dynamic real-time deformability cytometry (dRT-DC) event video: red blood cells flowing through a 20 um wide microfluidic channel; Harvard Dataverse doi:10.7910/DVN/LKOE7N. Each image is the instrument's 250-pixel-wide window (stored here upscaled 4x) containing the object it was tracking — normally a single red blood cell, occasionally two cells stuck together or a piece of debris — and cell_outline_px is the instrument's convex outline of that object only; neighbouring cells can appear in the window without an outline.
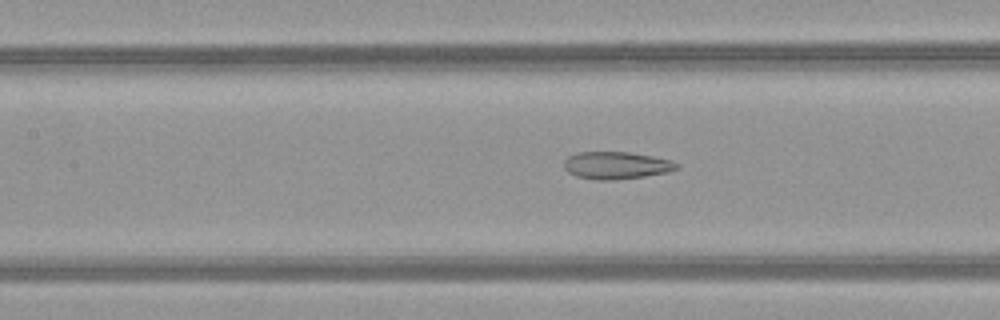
{"species": "common noctule bat (a hibernating species)", "species_latin": "Nyctalus noctula", "temperature_condition": "warm", "stored_images_in_passage": 52, "camera_frame_rate_fps": 3000, "um_per_image_px": 0.085, "animal": {"sex": "female", "body_mass_g": 21.9}, "frame": {"image": 1, "passage_image": 24, "time_ms": 7.667, "image_size_px": [1000, 320], "cell_outline_px": [[680, 168], [668, 172], [644, 176], [612, 180], [596, 180], [576, 176], [568, 172], [564, 168], [564, 160], [568, 156], [576, 152], [628, 152], [652, 156], [672, 160], [680, 164]], "centroid_in_image_um": [52.39, 14.05], "position_along_channel_um": 155.0, "area_um2": 18.09}}
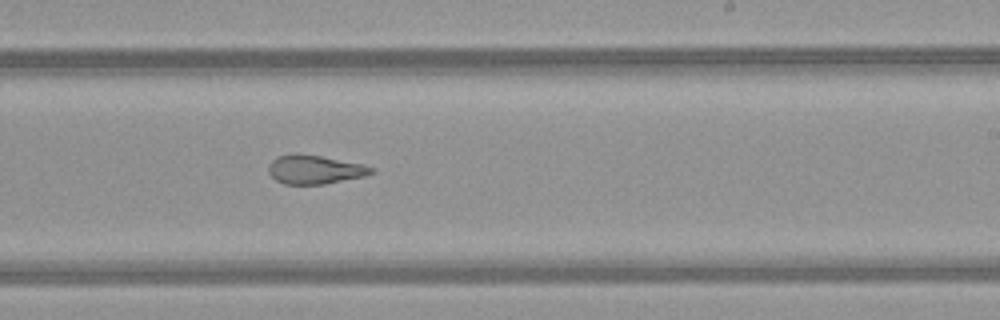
{"frame": {"image": 2, "passage_image": 32, "time_ms": 10.333, "image_size_px": [1000, 320], "cell_outline_px": [[376, 172], [364, 176], [324, 184], [284, 184], [276, 180], [268, 172], [268, 168], [272, 160], [276, 156], [320, 156], [364, 164], [376, 168]], "centroid_in_image_um": [26.82, 14.44], "position_along_channel_um": 262.2, "area_um2": 16.82}}
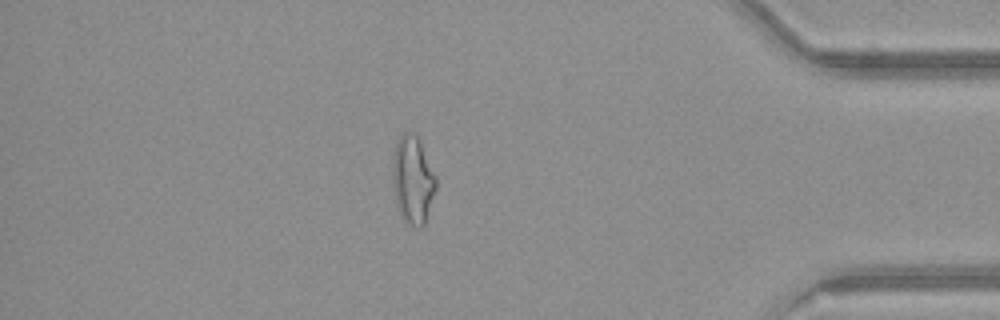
{"frame": {"image": 3, "passage_image": 45, "time_ms": 14.667, "image_size_px": [1000, 320], "cell_outline_px": [[436, 188], [424, 224], [420, 228], [416, 228], [408, 224], [404, 220], [396, 204], [392, 180], [392, 156], [396, 140], [404, 132], [412, 132], [420, 140], [436, 176]], "centroid_in_image_um": [35.06, 15.26], "position_along_channel_um": 400.1, "area_um2": 22.37}, "authors_computed_cell_mechanics": {"area_um2": 21.7328, "velocity_mm_per_s": 4.0291, "shape_relaxation_time_tau1_ms": null, "shape_relaxation_time_tau2_ms": 1.2546, "deformation_change_tau1": null, "deformation_change_tau2": 0.0937}}